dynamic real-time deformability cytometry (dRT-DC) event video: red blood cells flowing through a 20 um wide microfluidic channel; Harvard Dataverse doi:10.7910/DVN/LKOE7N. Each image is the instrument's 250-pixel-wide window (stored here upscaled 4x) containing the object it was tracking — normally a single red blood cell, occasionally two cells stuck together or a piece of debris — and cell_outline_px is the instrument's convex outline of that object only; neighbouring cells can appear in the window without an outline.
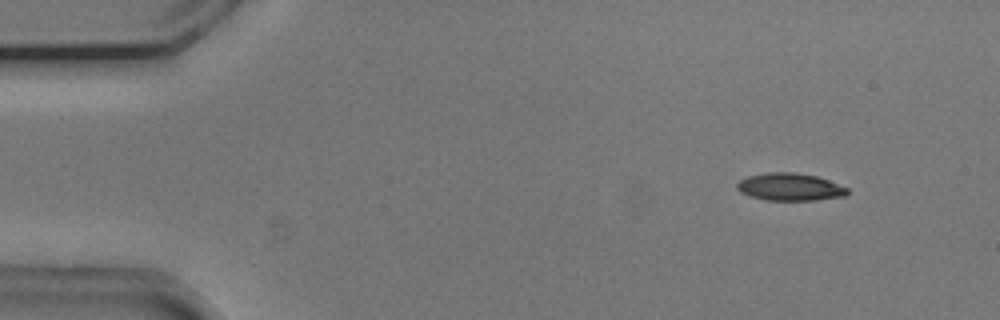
{"species": "common noctule bat (a hibernating species)", "species_latin": "Nyctalus noctula", "temperature_condition": "cold", "stored_images_in_passage": 51, "camera_frame_rate_fps": 3000, "um_per_image_px": 0.085, "animal": {"sex": "male", "body_mass_g": 20.5, "forearm_length_mm": 52.5}, "frame": {"image": 1, "passage_image": 6, "time_ms": 1.667, "image_size_px": [1000, 320], "cell_outline_px": [[848, 196], [816, 200], [764, 200], [740, 192], [736, 188], [736, 184], [740, 180], [748, 176], [768, 172], [792, 172], [816, 176], [828, 180], [848, 188]], "centroid_in_image_um": [67.15, 15.89], "position_along_channel_um": 17.8, "area_um2": 17.69}}
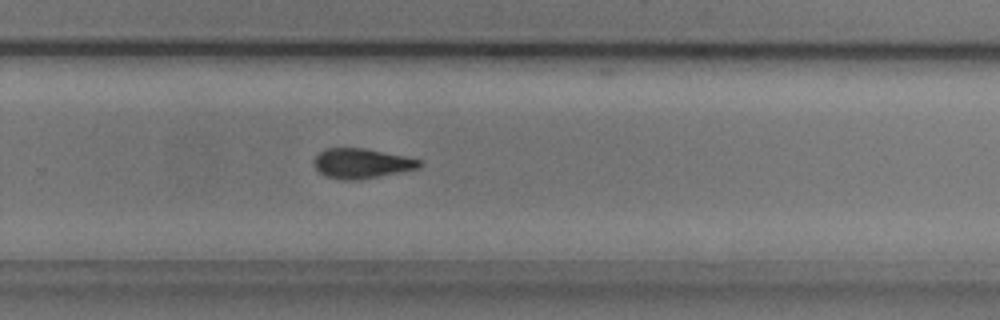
{"frame": {"image": 2, "passage_image": 36, "time_ms": 11.667, "image_size_px": [1000, 320], "cell_outline_px": [[424, 164], [420, 168], [356, 180], [344, 180], [328, 176], [320, 172], [316, 168], [316, 156], [324, 148], [364, 148], [424, 160]], "centroid_in_image_um": [30.8, 13.88], "position_along_channel_um": 299.0, "area_um2": 18.09}}
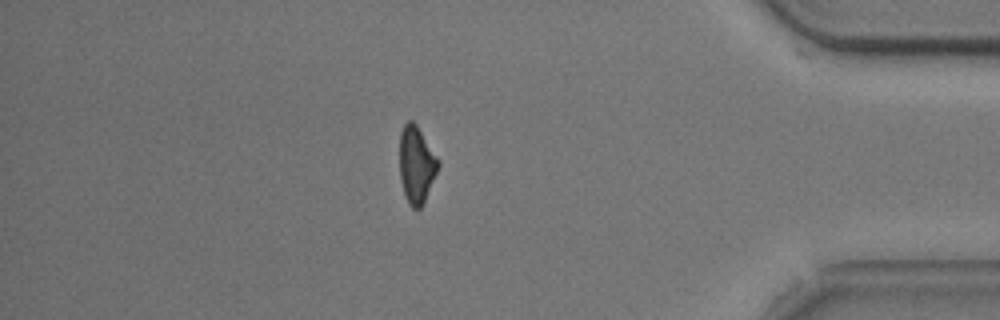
{"frame": {"image": 3, "passage_image": 47, "time_ms": 15.333, "image_size_px": [1000, 320], "cell_outline_px": [[440, 164], [424, 200], [420, 208], [412, 208], [408, 204], [400, 180], [400, 132], [404, 124], [408, 120], [412, 120], [416, 124], [440, 160]], "centroid_in_image_um": [35.39, 13.96], "position_along_channel_um": 399.8, "area_um2": 17.17}}